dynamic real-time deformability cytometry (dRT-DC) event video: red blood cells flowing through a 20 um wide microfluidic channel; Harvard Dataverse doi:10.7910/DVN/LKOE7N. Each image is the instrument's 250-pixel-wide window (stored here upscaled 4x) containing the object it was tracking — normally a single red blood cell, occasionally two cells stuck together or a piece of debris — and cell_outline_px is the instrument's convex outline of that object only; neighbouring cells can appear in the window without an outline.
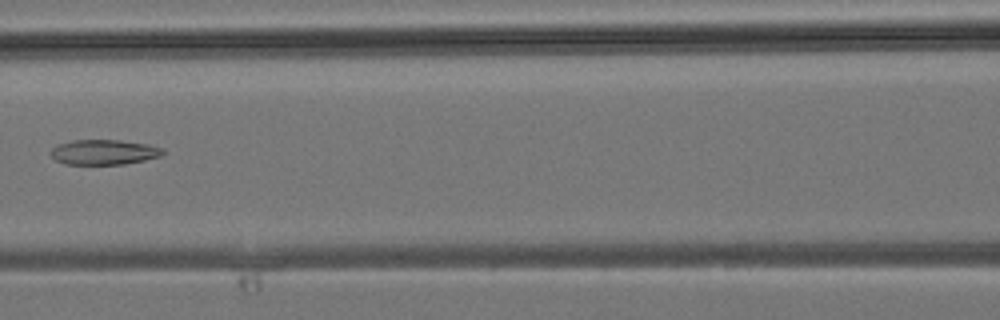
{"species": "common noctule bat (a hibernating species)", "species_latin": "Nyctalus noctula", "temperature_condition": "room temperature", "stored_images_in_passage": 36, "camera_frame_rate_fps": 3000, "um_per_image_px": 0.085, "animal": {"sex": "male", "body_mass_g": 19.2, "forearm_length_mm": 51.8}, "frame": {"image": 1, "passage_image": 16, "time_ms": 5.0, "image_size_px": [1000, 320], "cell_outline_px": [[164, 152], [160, 156], [144, 160], [124, 164], [64, 164], [56, 160], [48, 152], [56, 144], [72, 140], [120, 140], [148, 144], [164, 148]], "centroid_in_image_um": [8.8, 12.92], "position_along_channel_um": 157.8, "area_um2": 16.47}}
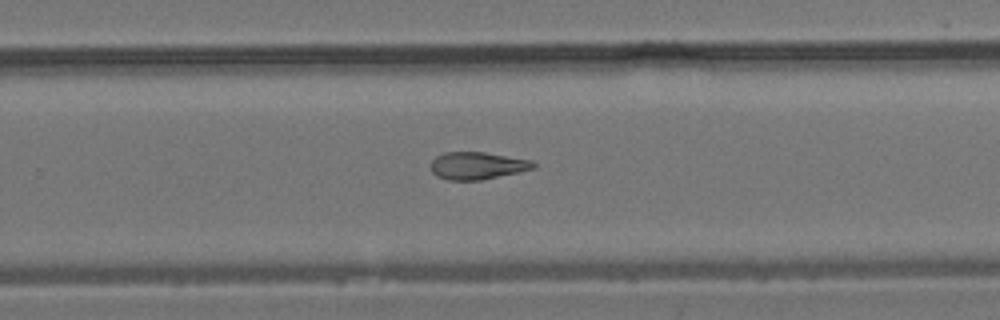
{"frame": {"image": 2, "passage_image": 23, "time_ms": 7.333, "image_size_px": [1000, 320], "cell_outline_px": [[536, 168], [480, 180], [448, 180], [436, 176], [432, 172], [432, 160], [436, 156], [444, 152], [484, 152], [532, 160], [536, 164]], "centroid_in_image_um": [40.57, 14.08], "position_along_channel_um": 289.2, "area_um2": 16.3}}
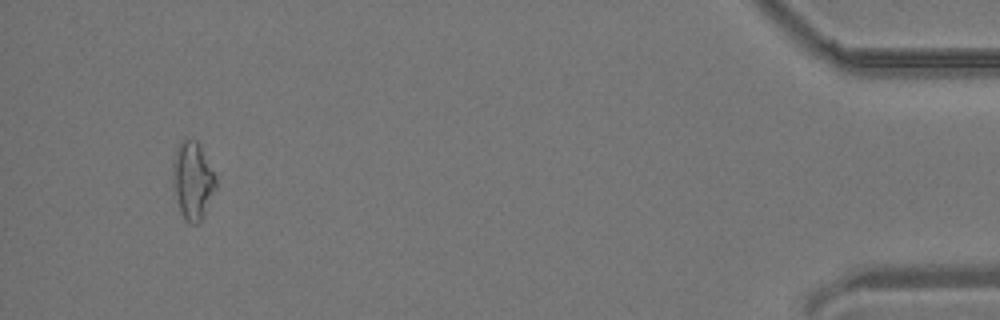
{"frame": {"image": 3, "passage_image": 34, "time_ms": 11.0, "image_size_px": [1000, 320], "cell_outline_px": [[216, 188], [200, 220], [196, 224], [188, 224], [184, 220], [180, 212], [176, 196], [172, 168], [172, 164], [180, 140], [196, 140], [216, 176]], "centroid_in_image_um": [16.37, 15.36], "position_along_channel_um": 418.8, "area_um2": 18.96}}